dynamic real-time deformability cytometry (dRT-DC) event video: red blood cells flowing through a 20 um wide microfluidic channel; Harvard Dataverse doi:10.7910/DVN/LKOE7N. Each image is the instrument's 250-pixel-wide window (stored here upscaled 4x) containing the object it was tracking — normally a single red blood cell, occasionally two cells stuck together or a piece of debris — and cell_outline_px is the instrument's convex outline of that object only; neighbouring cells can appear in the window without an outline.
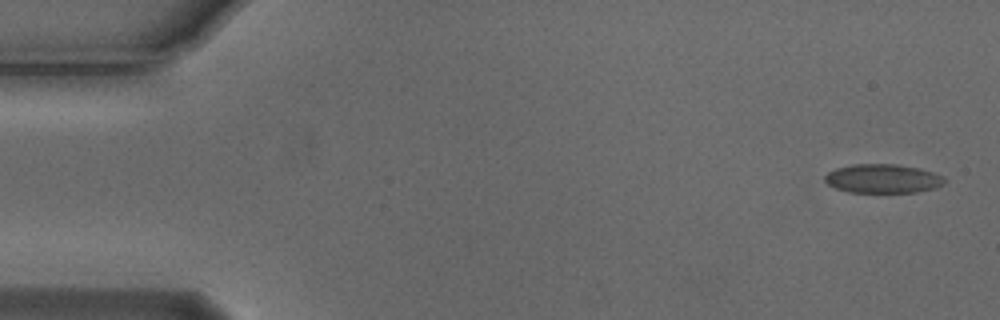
{"species": "Egyptian fruit bat (a non-hibernating species)", "species_latin": "Rousettus aegyptiacus", "temperature_condition": "cold", "stored_images_in_passage": 11, "camera_frame_rate_fps": 3000, "um_per_image_px": 0.085, "animal": {"sex": "male"}, "frame": {"image": 1, "passage_image": 1, "time_ms": 0.0, "image_size_px": [1000, 320], "cell_outline_px": [[944, 180], [940, 184], [932, 188], [916, 192], [848, 192], [836, 188], [828, 184], [824, 180], [824, 176], [828, 172], [836, 168], [852, 164], [896, 164], [916, 168], [932, 172], [940, 176]], "centroid_in_image_um": [74.94, 15.18], "position_along_channel_um": 10.1, "area_um2": 19.77}}